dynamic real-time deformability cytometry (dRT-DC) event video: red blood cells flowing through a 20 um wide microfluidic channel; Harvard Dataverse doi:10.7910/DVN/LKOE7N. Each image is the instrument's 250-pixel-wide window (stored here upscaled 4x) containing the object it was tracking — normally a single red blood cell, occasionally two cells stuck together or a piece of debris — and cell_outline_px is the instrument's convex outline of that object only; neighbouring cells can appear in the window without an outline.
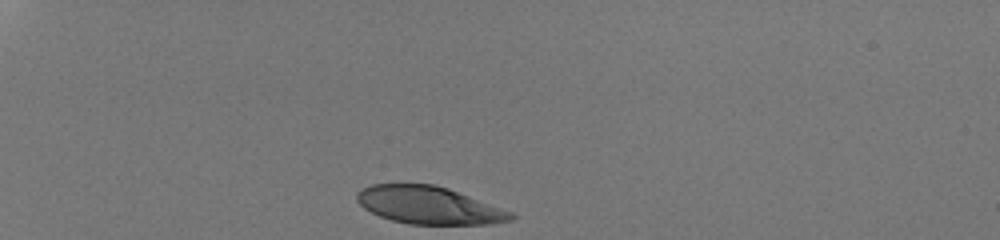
{"species": "human", "species_latin": "Homo sapiens", "temperature_condition": "room temperature", "stored_images_in_passage": 31, "camera_frame_rate_fps": 3000, "um_per_image_px": 0.085, "donor": {"sex": "male"}, "frame": {"image": 1, "passage_image": 1, "time_ms": 0.0, "image_size_px": [1000, 240], "cell_outline_px": [[516, 216], [512, 220], [488, 224], [408, 224], [392, 220], [380, 216], [364, 208], [356, 200], [356, 192], [372, 184], [432, 184], [448, 188], [512, 212]], "centroid_in_image_um": [36.44, 17.44], "position_along_channel_um": 48.6, "area_um2": 33.47}}
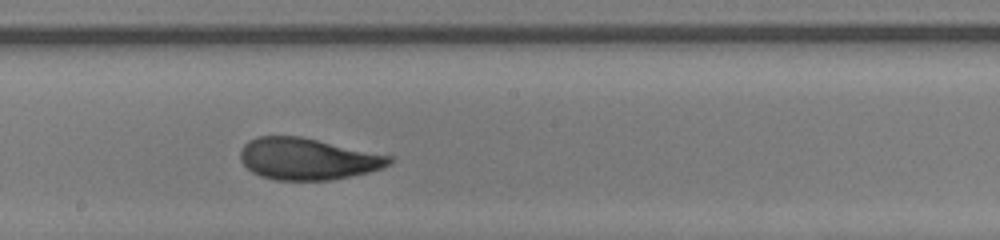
{"frame": {"image": 2, "passage_image": 18, "time_ms": 5.667, "image_size_px": [1000, 240], "cell_outline_px": [[392, 164], [368, 172], [332, 180], [276, 180], [260, 176], [252, 172], [240, 160], [240, 148], [248, 140], [256, 136], [300, 136], [392, 156]], "centroid_in_image_um": [26.11, 13.5], "position_along_channel_um": 222.1, "area_um2": 36.18}}
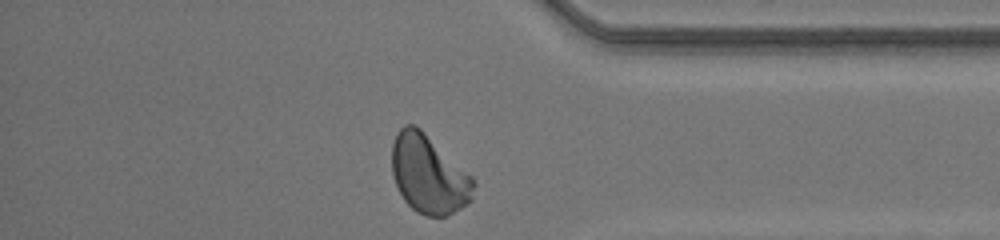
{"frame": {"image": 3, "passage_image": 31, "time_ms": 10.0, "image_size_px": [1000, 240], "cell_outline_px": [[476, 184], [472, 200], [468, 204], [448, 216], [428, 216], [416, 212], [404, 200], [396, 184], [392, 172], [392, 144], [396, 132], [404, 124], [412, 124], [420, 128], [472, 176]], "centroid_in_image_um": [36.45, 14.83], "position_along_channel_um": 398.7, "area_um2": 37.45}, "authors_computed_cell_mechanics": {"area_um2": 36.414, "velocity_mm_per_s": 4.2155, "shape_relaxation_time_tau1_ms": 4.0788, "shape_relaxation_time_tau2_ms": null, "deformation_change_tau1": 0.1917, "deformation_change_tau2": null}}